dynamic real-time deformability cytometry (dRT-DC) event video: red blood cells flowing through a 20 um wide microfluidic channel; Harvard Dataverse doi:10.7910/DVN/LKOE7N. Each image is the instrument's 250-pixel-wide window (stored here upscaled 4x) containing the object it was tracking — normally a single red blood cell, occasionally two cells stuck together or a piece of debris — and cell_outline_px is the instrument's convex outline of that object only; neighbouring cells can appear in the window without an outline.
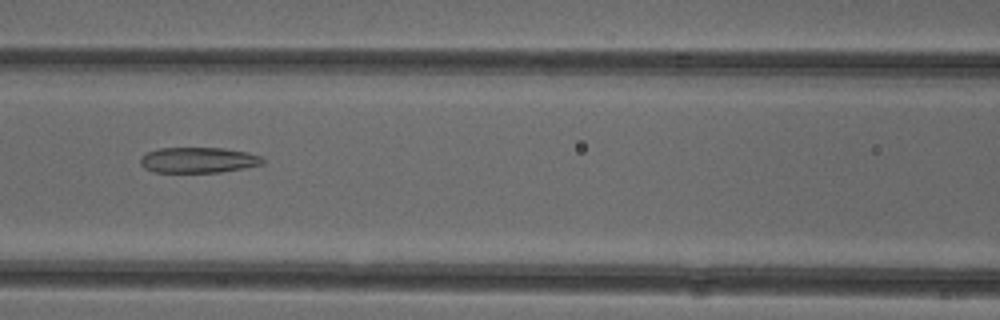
{"species": "common noctule bat (a hibernating species)", "species_latin": "Nyctalus noctula", "temperature_condition": "cold", "stored_images_in_passage": 36, "camera_frame_rate_fps": 3000, "um_per_image_px": 0.085, "animal": {"sex": "female"}, "frame": {"image": 1, "passage_image": 7, "time_ms": 2.0, "image_size_px": [1000, 320], "cell_outline_px": [[264, 164], [244, 168], [220, 172], [152, 172], [144, 168], [140, 164], [140, 156], [148, 152], [160, 148], [224, 148], [248, 152], [260, 156], [264, 160]], "centroid_in_image_um": [16.85, 13.61], "position_along_channel_um": 149.8, "area_um2": 18.32}}
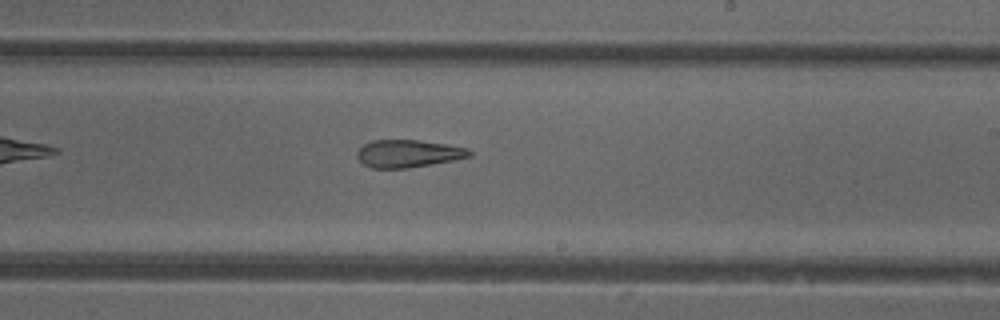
{"frame": {"image": 2, "passage_image": 15, "time_ms": 4.667, "image_size_px": [1000, 320], "cell_outline_px": [[472, 156], [452, 160], [408, 168], [372, 168], [364, 164], [356, 156], [356, 152], [364, 144], [372, 140], [420, 140], [448, 144], [468, 148], [472, 152]], "centroid_in_image_um": [34.7, 13.04], "position_along_channel_um": 254.3, "area_um2": 18.03}}
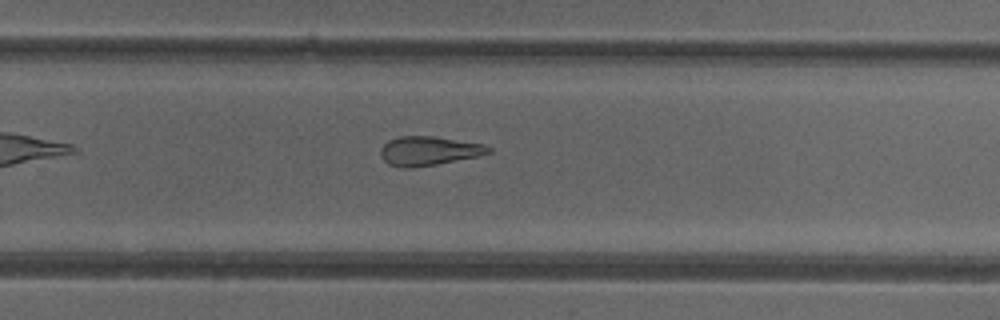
{"frame": {"image": 3, "passage_image": 18, "time_ms": 5.667, "image_size_px": [1000, 320], "cell_outline_px": [[492, 152], [480, 156], [436, 164], [412, 168], [400, 168], [388, 164], [380, 156], [380, 148], [388, 140], [400, 136], [432, 136], [484, 144], [492, 148]], "centroid_in_image_um": [36.43, 12.83], "position_along_channel_um": 293.4, "area_um2": 18.44}, "authors_computed_cell_mechanics": {"area_um2": 19.7965, "velocity_mm_per_s": 3.933, "shape_relaxation_time_tau1_ms": null, "shape_relaxation_time_tau2_ms": 3.4844, "deformation_change_tau1": null, "deformation_change_tau2": 0.1381}}